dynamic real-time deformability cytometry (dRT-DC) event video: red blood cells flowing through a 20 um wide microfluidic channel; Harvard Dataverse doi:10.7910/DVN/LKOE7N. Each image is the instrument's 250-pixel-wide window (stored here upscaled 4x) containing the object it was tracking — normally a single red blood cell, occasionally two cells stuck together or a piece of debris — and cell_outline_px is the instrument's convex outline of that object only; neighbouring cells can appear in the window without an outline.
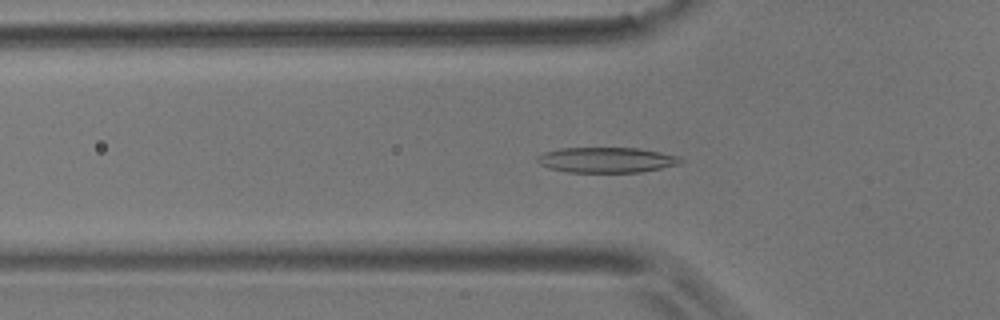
{"species": "common noctule bat (a hibernating species)", "species_latin": "Nyctalus noctula", "temperature_condition": "room temperature", "stored_images_in_passage": 49, "camera_frame_rate_fps": 3000, "um_per_image_px": 0.085, "animal": {"sex": "male", "body_mass_g": 17.9}, "frame": {"image": 1, "passage_image": 11, "time_ms": 3.333, "image_size_px": [1000, 320], "cell_outline_px": [[684, 160], [680, 164], [640, 172], [568, 172], [548, 168], [540, 164], [536, 160], [536, 156], [544, 152], [560, 148], [636, 148], [660, 152], [680, 156]], "centroid_in_image_um": [51.54, 13.59], "position_along_channel_um": 74.3, "area_um2": 21.21}}
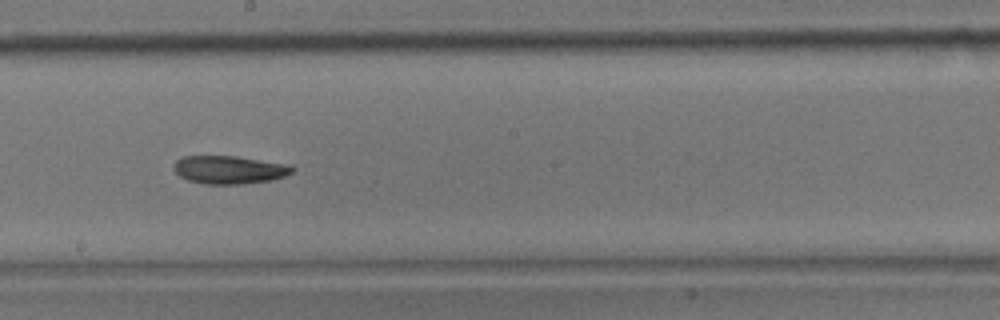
{"frame": {"image": 2, "passage_image": 24, "time_ms": 7.667, "image_size_px": [1000, 320], "cell_outline_px": [[296, 168], [292, 172], [284, 176], [272, 180], [244, 184], [204, 184], [188, 180], [180, 176], [172, 168], [172, 164], [176, 160], [184, 156], [236, 156], [292, 164]], "centroid_in_image_um": [19.51, 14.42], "position_along_channel_um": 228.7, "area_um2": 19.71}}
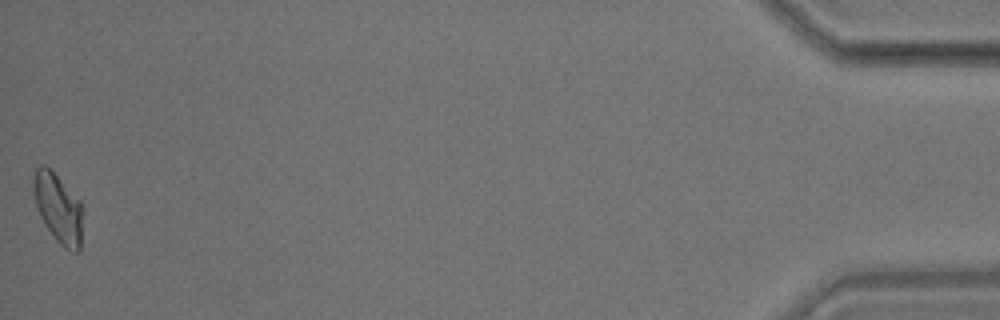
{"frame": {"image": 3, "passage_image": 49, "time_ms": 16.0, "image_size_px": [1000, 320], "cell_outline_px": [[84, 212], [80, 252], [72, 252], [64, 248], [56, 240], [44, 224], [40, 216], [32, 192], [32, 180], [36, 168], [40, 164], [44, 164], [80, 200]], "centroid_in_image_um": [4.97, 17.73], "position_along_channel_um": 430.2, "area_um2": 20.23}}